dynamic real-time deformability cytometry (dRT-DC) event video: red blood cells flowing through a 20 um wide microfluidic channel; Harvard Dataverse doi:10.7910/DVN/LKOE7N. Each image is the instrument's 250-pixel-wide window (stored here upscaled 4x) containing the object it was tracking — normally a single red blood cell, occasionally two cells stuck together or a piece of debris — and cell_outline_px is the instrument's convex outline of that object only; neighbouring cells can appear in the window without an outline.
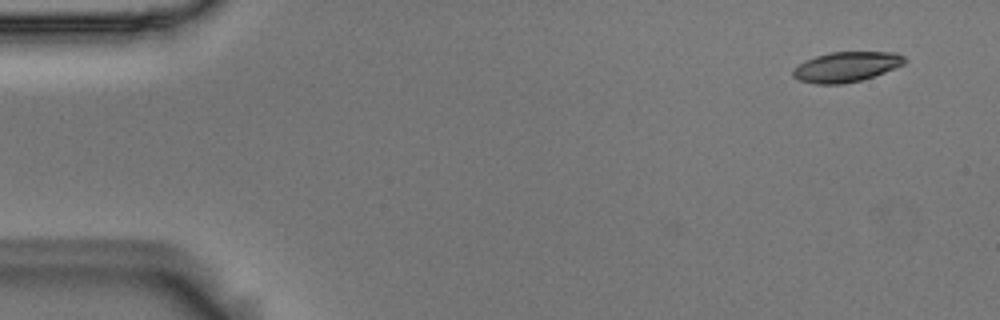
{"species": "Egyptian fruit bat (a non-hibernating species)", "species_latin": "Rousettus aegyptiacus", "temperature_condition": "room temperature", "stored_images_in_passage": 53, "camera_frame_rate_fps": 3000, "um_per_image_px": 0.085, "animal": {"sex": "male"}, "frame": {"image": 1, "passage_image": 1, "time_ms": 0.0, "image_size_px": [1000, 320], "cell_outline_px": [[908, 60], [904, 64], [884, 72], [860, 80], [844, 84], [816, 84], [800, 80], [792, 76], [792, 72], [804, 60], [816, 56], [832, 52], [896, 52], [904, 56]], "centroid_in_image_um": [71.95, 5.67], "position_along_channel_um": 13.0, "area_um2": 19.42}}
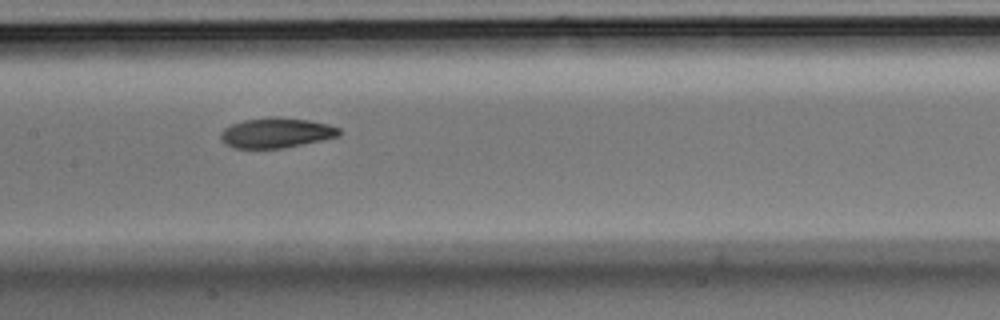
{"frame": {"image": 2, "passage_image": 24, "time_ms": 7.667, "image_size_px": [1000, 320], "cell_outline_px": [[340, 136], [280, 148], [232, 148], [220, 140], [220, 132], [224, 128], [232, 124], [244, 120], [268, 116], [280, 116], [308, 120], [328, 124], [340, 128]], "centroid_in_image_um": [23.44, 11.27], "position_along_channel_um": 184.0, "area_um2": 20.81}}
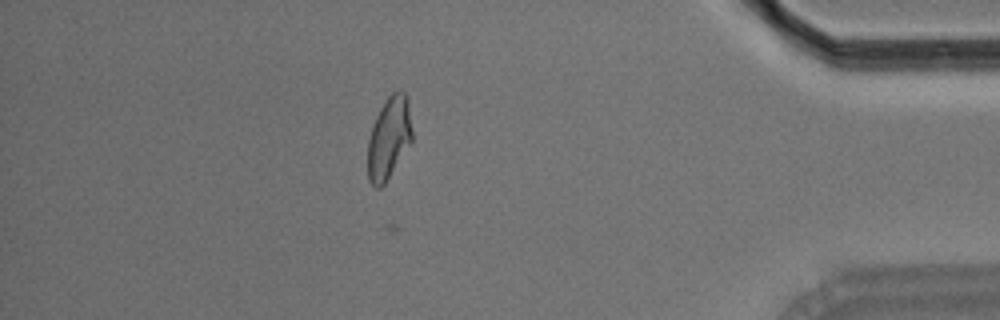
{"frame": {"image": 3, "passage_image": 45, "time_ms": 14.667, "image_size_px": [1000, 320], "cell_outline_px": [[412, 140], [384, 184], [380, 188], [376, 188], [368, 180], [368, 140], [376, 116], [380, 108], [388, 96], [396, 88], [400, 88], [408, 96], [412, 132]], "centroid_in_image_um": [33.07, 11.67], "position_along_channel_um": 402.1, "area_um2": 21.21}, "authors_computed_cell_mechanics": {"area_um2": 20.6346, "velocity_mm_per_s": 3.7149, "shape_relaxation_time_tau1_ms": 5.6373, "shape_relaxation_time_tau2_ms": 3.7147, "deformation_change_tau1": 0.1617, "deformation_change_tau2": 0.0924}}